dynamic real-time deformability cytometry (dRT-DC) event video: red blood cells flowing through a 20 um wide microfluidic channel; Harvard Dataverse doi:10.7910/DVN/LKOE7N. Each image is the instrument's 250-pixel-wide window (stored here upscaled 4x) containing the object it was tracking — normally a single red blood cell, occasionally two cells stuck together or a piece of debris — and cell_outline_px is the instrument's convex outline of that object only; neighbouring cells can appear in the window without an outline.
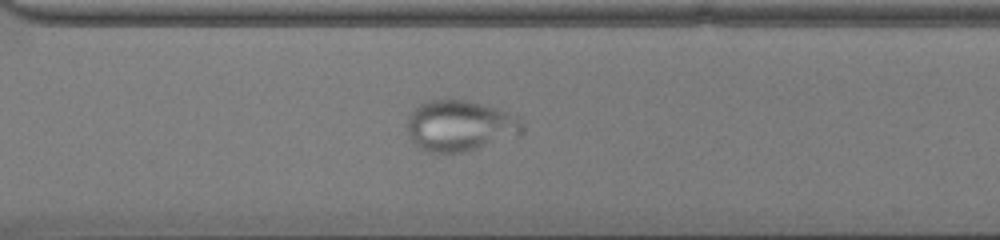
{"species": "common noctule bat (a hibernating species)", "species_latin": "Nyctalus noctula", "temperature_condition": "cold", "stored_images_in_passage": 53, "camera_frame_rate_fps": 3000, "um_per_image_px": 0.085, "animal": {"sex": "male", "body_mass_g": 13.0, "forearm_length_mm": 53.1}, "frame": {"image": 1, "passage_image": 39, "time_ms": 12.667, "image_size_px": [1000, 240], "cell_outline_px": [[524, 132], [464, 152], [436, 156], [424, 152], [408, 136], [408, 116], [420, 104], [428, 100], [468, 100], [496, 108], [520, 116], [524, 128]], "centroid_in_image_um": [39.06, 10.72], "position_along_channel_um": 331.5, "area_um2": 34.39}}